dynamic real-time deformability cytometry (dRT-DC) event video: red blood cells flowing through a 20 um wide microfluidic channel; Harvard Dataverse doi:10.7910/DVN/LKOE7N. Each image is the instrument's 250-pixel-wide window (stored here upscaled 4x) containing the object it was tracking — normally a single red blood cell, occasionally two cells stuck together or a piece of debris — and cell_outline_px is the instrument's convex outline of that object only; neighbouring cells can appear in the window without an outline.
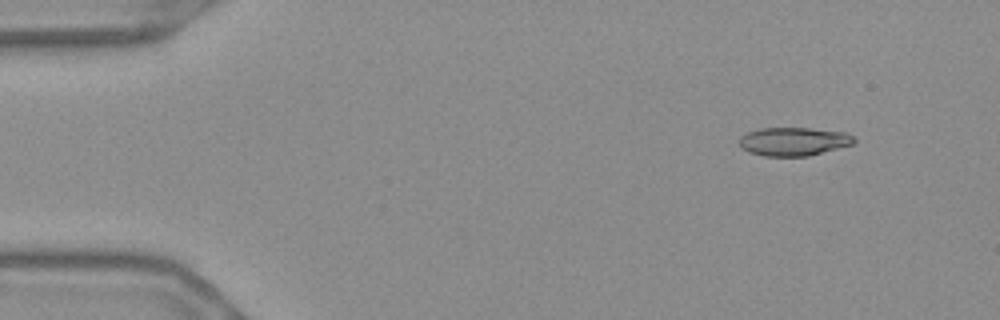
{"species": "Egyptian fruit bat (a non-hibernating species)", "species_latin": "Rousettus aegyptiacus", "temperature_condition": "warm", "stored_images_in_passage": 56, "camera_frame_rate_fps": 3000, "um_per_image_px": 0.085, "frame": {"image": 1, "passage_image": 6, "time_ms": 1.667, "image_size_px": [1000, 320], "cell_outline_px": [[856, 140], [852, 144], [808, 156], [764, 156], [748, 152], [740, 148], [740, 136], [748, 132], [760, 128], [808, 128], [848, 132]], "centroid_in_image_um": [67.44, 12.02], "position_along_channel_um": 17.6, "area_um2": 19.02}}
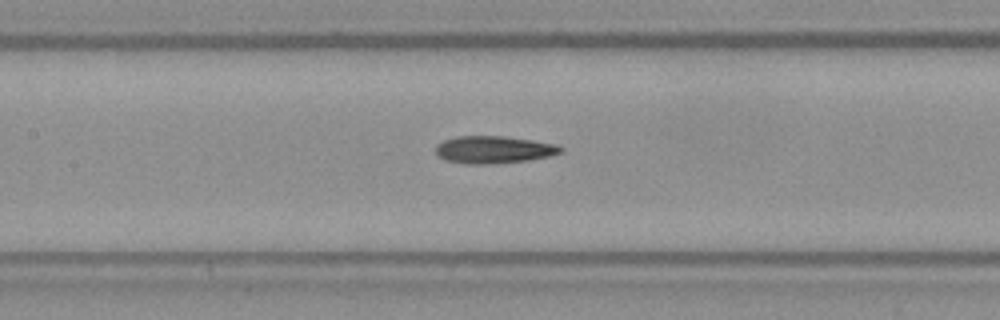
{"frame": {"image": 2, "passage_image": 26, "time_ms": 8.333, "image_size_px": [1000, 320], "cell_outline_px": [[564, 152], [548, 156], [528, 160], [480, 164], [468, 164], [444, 160], [436, 152], [436, 144], [444, 140], [456, 136], [504, 136], [532, 140], [556, 144], [564, 148]], "centroid_in_image_um": [41.97, 12.71], "position_along_channel_um": 165.4, "area_um2": 19.83}}
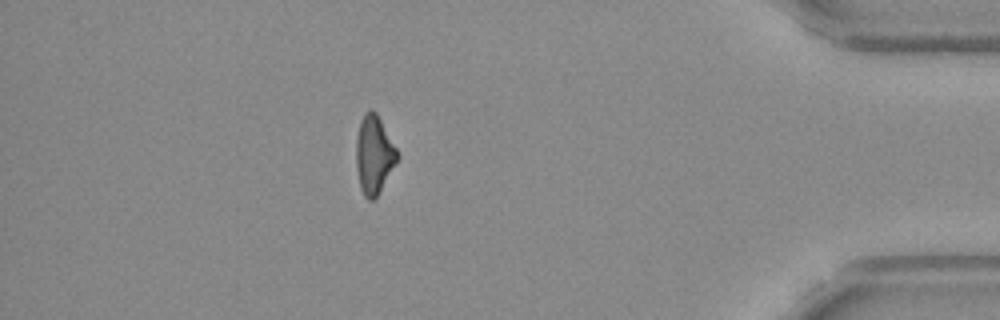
{"frame": {"image": 3, "passage_image": 49, "time_ms": 16.0, "image_size_px": [1000, 320], "cell_outline_px": [[400, 156], [376, 196], [372, 200], [368, 200], [364, 196], [360, 188], [356, 168], [356, 140], [360, 120], [364, 112], [372, 108], [376, 112], [396, 148]], "centroid_in_image_um": [31.77, 13.12], "position_along_channel_um": 403.4, "area_um2": 18.61}, "authors_computed_cell_mechanics": {"area_um2": 19.3052, "velocity_mm_per_s": 3.6864, "shape_relaxation_time_tau1_ms": 7.5026, "shape_relaxation_time_tau2_ms": 10.6537, "deformation_change_tau1": 0.1977, "deformation_change_tau2": 0.2395}}